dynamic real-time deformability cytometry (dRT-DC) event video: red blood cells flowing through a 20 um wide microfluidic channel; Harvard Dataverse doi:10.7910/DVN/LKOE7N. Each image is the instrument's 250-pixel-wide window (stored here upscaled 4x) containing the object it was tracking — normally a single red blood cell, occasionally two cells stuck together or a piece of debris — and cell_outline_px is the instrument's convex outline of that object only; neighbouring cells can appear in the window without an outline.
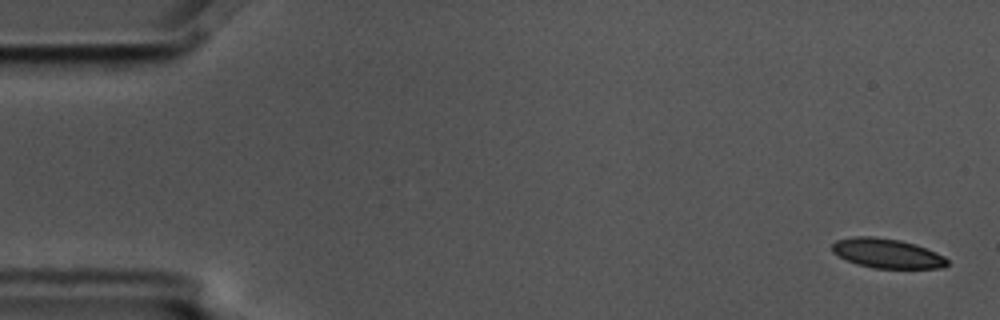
{"species": "common noctule bat (a hibernating species)", "species_latin": "Nyctalus noctula", "temperature_condition": "cold", "stored_images_in_passage": 5, "camera_frame_rate_fps": 3000, "um_per_image_px": 0.085, "animal": {"sex": "male", "body_mass_g": 17.5, "forearm_length_mm": 52.3}, "frame": {"image": 1, "passage_image": 1, "time_ms": 0.0, "image_size_px": [1000, 320], "cell_outline_px": [[948, 264], [944, 268], [872, 268], [856, 264], [832, 252], [832, 244], [836, 240], [852, 236], [872, 236], [900, 240], [916, 244], [936, 252], [944, 256], [948, 260]], "centroid_in_image_um": [75.41, 21.53], "position_along_channel_um": 9.6, "area_um2": 19.88}}
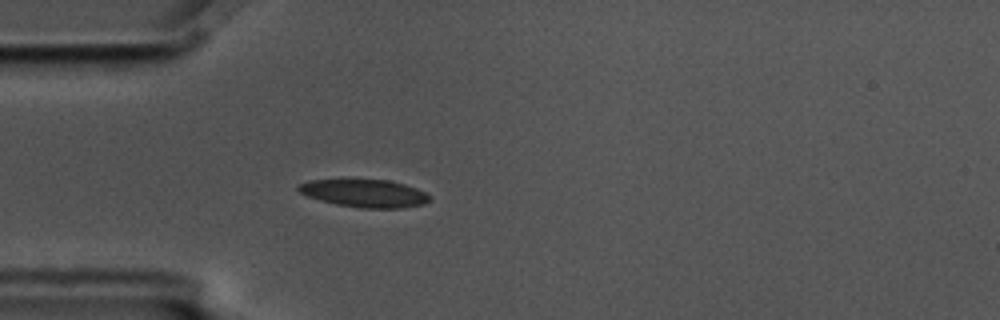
{"frame": {"image": 2, "passage_image": 5, "time_ms": 1.333, "image_size_px": [1000, 320], "cell_outline_px": [[432, 200], [424, 204], [400, 208], [360, 208], [336, 204], [320, 200], [308, 196], [300, 192], [296, 188], [300, 184], [308, 180], [388, 180], [404, 184], [416, 188], [424, 192]], "centroid_in_image_um": [30.99, 16.44], "position_along_channel_um": 54.0, "area_um2": 21.04}}